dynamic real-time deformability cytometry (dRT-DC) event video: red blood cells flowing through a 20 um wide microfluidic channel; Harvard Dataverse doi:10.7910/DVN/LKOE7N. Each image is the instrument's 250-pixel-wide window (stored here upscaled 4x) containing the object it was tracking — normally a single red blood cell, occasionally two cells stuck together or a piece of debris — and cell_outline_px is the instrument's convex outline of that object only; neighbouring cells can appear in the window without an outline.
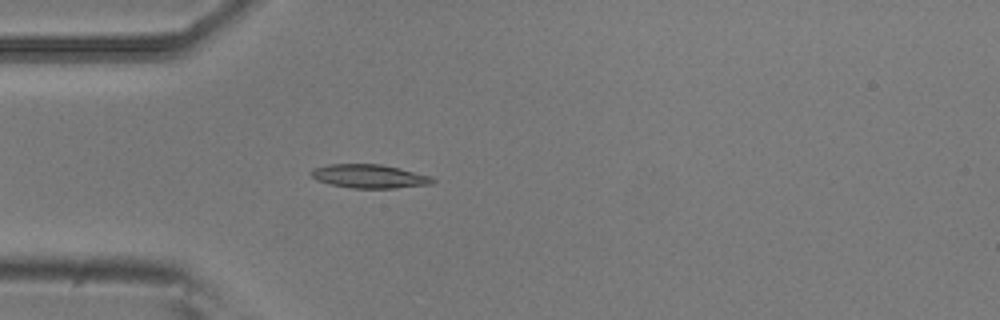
{"species": "common noctule bat (a hibernating species)", "species_latin": "Nyctalus noctula", "temperature_condition": "room temperature", "stored_images_in_passage": 4, "camera_frame_rate_fps": 3000, "um_per_image_px": 0.085, "animal": {"sex": "male", "body_mass_g": 20.5, "forearm_length_mm": 52.5}, "frame": {"image": 1, "passage_image": 4, "time_ms": 1.0, "image_size_px": [1000, 320], "cell_outline_px": [[436, 180], [432, 184], [396, 188], [352, 188], [332, 184], [316, 180], [308, 172], [316, 168], [328, 164], [380, 164], [400, 168], [432, 176]], "centroid_in_image_um": [31.43, 14.98], "position_along_channel_um": 53.6, "area_um2": 16.76}}